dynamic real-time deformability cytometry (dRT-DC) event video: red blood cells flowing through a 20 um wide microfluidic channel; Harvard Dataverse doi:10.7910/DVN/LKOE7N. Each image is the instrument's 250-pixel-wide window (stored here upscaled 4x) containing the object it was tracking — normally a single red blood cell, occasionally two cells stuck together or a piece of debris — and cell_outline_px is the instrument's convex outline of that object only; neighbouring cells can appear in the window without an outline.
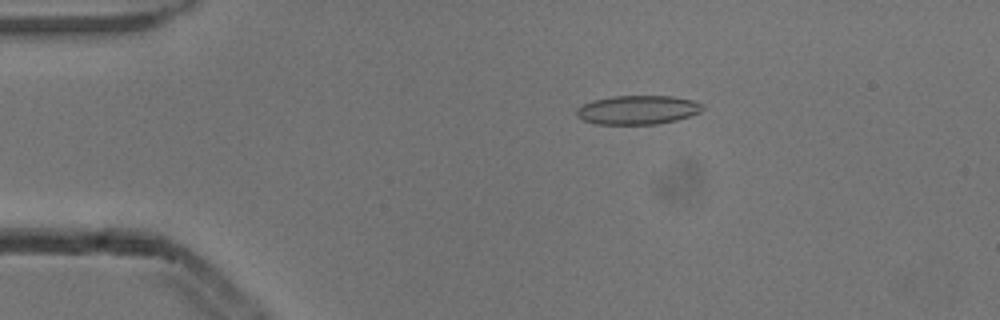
{"species": "common noctule bat (a hibernating species)", "species_latin": "Nyctalus noctula", "temperature_condition": "cold", "stored_images_in_passage": 5, "camera_frame_rate_fps": 3000, "um_per_image_px": 0.085, "animal": {"sex": "male", "body_mass_g": 13.3}, "frame": {"image": 1, "passage_image": 3, "time_ms": 0.667, "image_size_px": [1000, 320], "cell_outline_px": [[704, 108], [700, 112], [676, 120], [656, 124], [596, 124], [584, 120], [576, 116], [576, 108], [592, 100], [612, 96], [672, 96], [692, 100], [704, 104]], "centroid_in_image_um": [54.19, 9.33], "position_along_channel_um": 30.8, "area_um2": 21.27}}
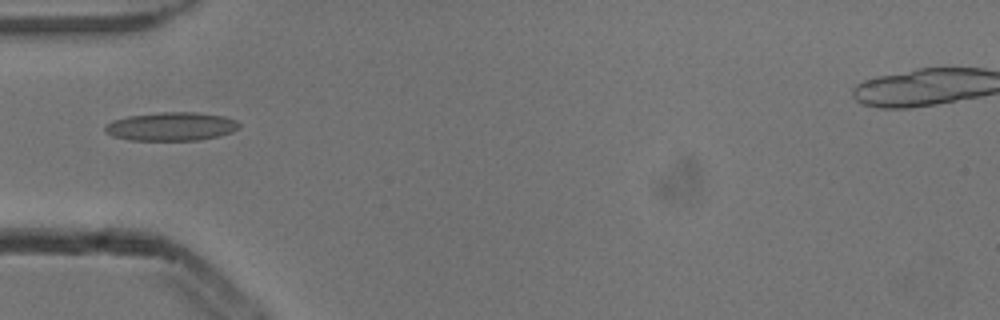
{"frame": {"image": 2, "passage_image": 5, "time_ms": 1.333, "image_size_px": [1000, 320], "cell_outline_px": [[240, 124], [232, 132], [200, 140], [132, 140], [112, 136], [104, 132], [104, 128], [112, 120], [128, 116], [160, 112], [196, 112], [224, 116], [236, 120]], "centroid_in_image_um": [14.53, 10.74], "position_along_channel_um": 70.5, "area_um2": 22.2}}